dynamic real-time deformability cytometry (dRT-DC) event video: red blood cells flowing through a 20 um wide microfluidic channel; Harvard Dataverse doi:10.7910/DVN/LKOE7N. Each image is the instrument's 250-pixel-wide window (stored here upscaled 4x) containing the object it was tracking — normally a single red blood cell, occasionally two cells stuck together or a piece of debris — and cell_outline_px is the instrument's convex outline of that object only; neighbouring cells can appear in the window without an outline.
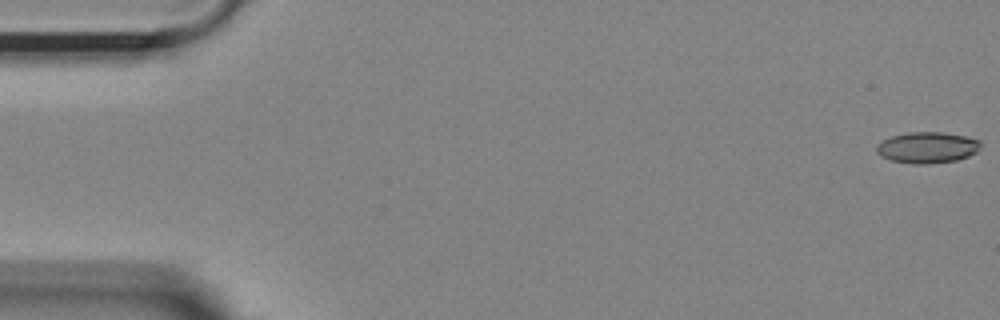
{"species": "Egyptian fruit bat (a non-hibernating species)", "species_latin": "Rousettus aegyptiacus", "temperature_condition": "room temperature", "stored_images_in_passage": 8, "camera_frame_rate_fps": 3000, "um_per_image_px": 0.085, "animal": {"sex": "female"}, "frame": {"image": 1, "passage_image": 1, "time_ms": 0.0, "image_size_px": [1000, 320], "cell_outline_px": [[980, 148], [976, 152], [968, 156], [956, 160], [928, 164], [912, 164], [892, 160], [880, 156], [876, 152], [876, 144], [892, 136], [908, 132], [944, 132], [964, 136], [980, 140]], "centroid_in_image_um": [78.8, 12.54], "position_along_channel_um": 6.2, "area_um2": 18.9}}